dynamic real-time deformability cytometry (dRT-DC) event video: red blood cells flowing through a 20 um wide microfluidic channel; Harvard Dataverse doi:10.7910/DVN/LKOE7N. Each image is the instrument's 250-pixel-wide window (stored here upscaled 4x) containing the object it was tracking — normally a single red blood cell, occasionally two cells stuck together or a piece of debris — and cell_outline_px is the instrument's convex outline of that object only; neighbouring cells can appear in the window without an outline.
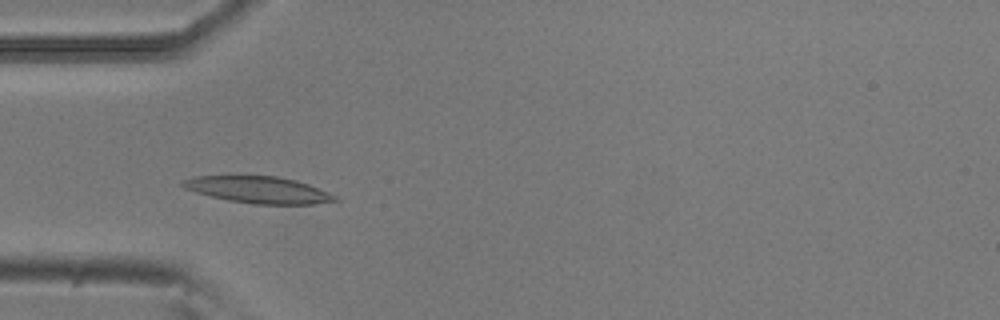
{"species": "common noctule bat (a hibernating species)", "species_latin": "Nyctalus noctula", "temperature_condition": "room temperature", "stored_images_in_passage": 52, "camera_frame_rate_fps": 3000, "um_per_image_px": 0.085, "animal": {"sex": "male", "body_mass_g": 20.5, "forearm_length_mm": 52.5}, "frame": {"image": 1, "passage_image": 15, "time_ms": 4.667, "image_size_px": [1000, 320], "cell_outline_px": [[340, 200], [312, 204], [252, 204], [228, 200], [196, 192], [184, 188], [180, 184], [180, 180], [192, 176], [276, 176], [296, 180], [308, 184], [328, 192], [336, 196]], "centroid_in_image_um": [21.94, 16.13], "position_along_channel_um": 63.1, "area_um2": 23.64}}
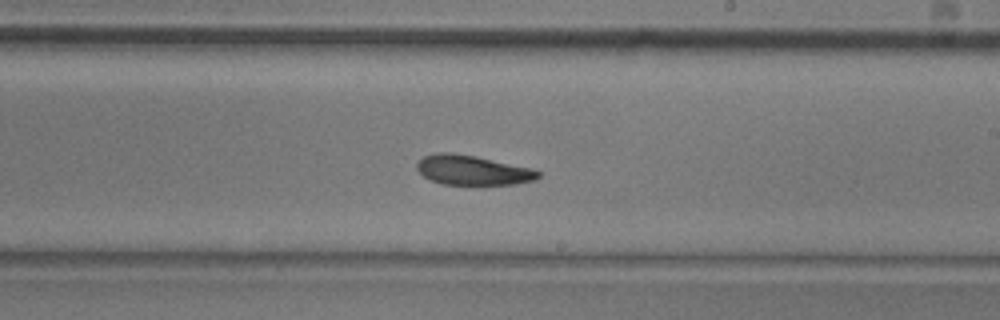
{"frame": {"image": 2, "passage_image": 30, "time_ms": 9.667, "image_size_px": [1000, 320], "cell_outline_px": [[540, 176], [536, 180], [516, 184], [484, 188], [440, 184], [424, 176], [416, 168], [416, 164], [424, 156], [440, 152], [452, 152], [476, 156], [532, 168], [540, 172]], "centroid_in_image_um": [40.22, 14.52], "position_along_channel_um": 248.8, "area_um2": 22.02}}
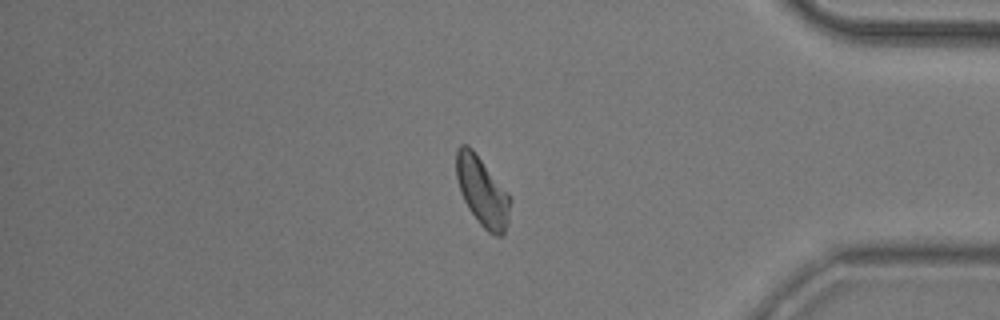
{"frame": {"image": 3, "passage_image": 44, "time_ms": 14.333, "image_size_px": [1000, 320], "cell_outline_px": [[512, 200], [508, 224], [504, 236], [496, 236], [488, 232], [476, 220], [468, 208], [460, 192], [456, 176], [456, 148], [460, 144], [468, 144], [472, 148], [508, 192]], "centroid_in_image_um": [41.01, 16.29], "position_along_channel_um": 394.2, "area_um2": 22.14}, "authors_computed_cell_mechanics": {"area_um2": 21.8484, "velocity_mm_per_s": 3.7216, "shape_relaxation_time_tau1_ms": 4.1614, "shape_relaxation_time_tau2_ms": 3.5855, "deformation_change_tau1": 0.1396, "deformation_change_tau2": 0.104}}